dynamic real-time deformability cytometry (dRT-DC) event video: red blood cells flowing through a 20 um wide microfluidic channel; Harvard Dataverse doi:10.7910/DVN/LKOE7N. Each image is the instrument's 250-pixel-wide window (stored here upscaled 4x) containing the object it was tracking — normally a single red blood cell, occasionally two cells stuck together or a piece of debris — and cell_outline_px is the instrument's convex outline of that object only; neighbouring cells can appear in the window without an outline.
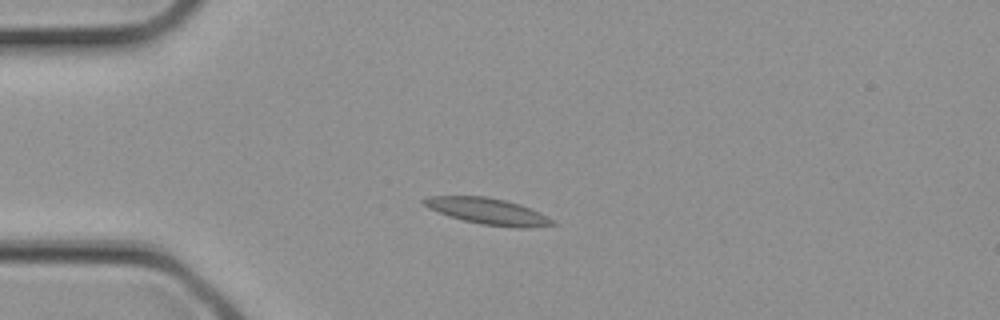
{"species": "common noctule bat (a hibernating species)", "species_latin": "Nyctalus noctula", "temperature_condition": "cold", "stored_images_in_passage": 1, "camera_frame_rate_fps": 3000, "um_per_image_px": 0.085, "animal": {"sex": "female", "body_mass_g": 21.9}, "frame": {"image": 1, "passage_image": 1, "time_ms": 0.0, "image_size_px": [1000, 320], "cell_outline_px": [[556, 224], [524, 228], [516, 228], [480, 224], [448, 216], [428, 208], [420, 200], [428, 196], [488, 196], [520, 204], [540, 212], [556, 220]], "centroid_in_image_um": [41.48, 17.96], "position_along_channel_um": 43.5, "area_um2": 19.83}}